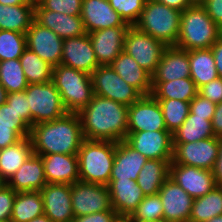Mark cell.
Returning a JSON list of instances; mask_svg holds the SVG:
<instances>
[{
    "label": "cell",
    "instance_id": "cell-1",
    "mask_svg": "<svg viewBox=\"0 0 222 222\" xmlns=\"http://www.w3.org/2000/svg\"><path fill=\"white\" fill-rule=\"evenodd\" d=\"M128 105L94 94L79 113L86 140L119 142L127 137Z\"/></svg>",
    "mask_w": 222,
    "mask_h": 222
},
{
    "label": "cell",
    "instance_id": "cell-2",
    "mask_svg": "<svg viewBox=\"0 0 222 222\" xmlns=\"http://www.w3.org/2000/svg\"><path fill=\"white\" fill-rule=\"evenodd\" d=\"M29 138L36 155H77L85 140L78 113L69 112L53 121L32 126Z\"/></svg>",
    "mask_w": 222,
    "mask_h": 222
},
{
    "label": "cell",
    "instance_id": "cell-3",
    "mask_svg": "<svg viewBox=\"0 0 222 222\" xmlns=\"http://www.w3.org/2000/svg\"><path fill=\"white\" fill-rule=\"evenodd\" d=\"M221 34L202 5H191L181 13L176 47L187 51L211 48Z\"/></svg>",
    "mask_w": 222,
    "mask_h": 222
},
{
    "label": "cell",
    "instance_id": "cell-4",
    "mask_svg": "<svg viewBox=\"0 0 222 222\" xmlns=\"http://www.w3.org/2000/svg\"><path fill=\"white\" fill-rule=\"evenodd\" d=\"M114 155L115 142L85 139L77 153L79 181L108 185Z\"/></svg>",
    "mask_w": 222,
    "mask_h": 222
},
{
    "label": "cell",
    "instance_id": "cell-5",
    "mask_svg": "<svg viewBox=\"0 0 222 222\" xmlns=\"http://www.w3.org/2000/svg\"><path fill=\"white\" fill-rule=\"evenodd\" d=\"M181 13L156 0H146L144 9L134 26L163 42L166 46H176Z\"/></svg>",
    "mask_w": 222,
    "mask_h": 222
},
{
    "label": "cell",
    "instance_id": "cell-6",
    "mask_svg": "<svg viewBox=\"0 0 222 222\" xmlns=\"http://www.w3.org/2000/svg\"><path fill=\"white\" fill-rule=\"evenodd\" d=\"M52 81L69 113H79L94 96L91 76L59 64L53 67Z\"/></svg>",
    "mask_w": 222,
    "mask_h": 222
},
{
    "label": "cell",
    "instance_id": "cell-7",
    "mask_svg": "<svg viewBox=\"0 0 222 222\" xmlns=\"http://www.w3.org/2000/svg\"><path fill=\"white\" fill-rule=\"evenodd\" d=\"M25 92L31 112V127L38 123L53 121L67 113L52 80L28 84Z\"/></svg>",
    "mask_w": 222,
    "mask_h": 222
},
{
    "label": "cell",
    "instance_id": "cell-8",
    "mask_svg": "<svg viewBox=\"0 0 222 222\" xmlns=\"http://www.w3.org/2000/svg\"><path fill=\"white\" fill-rule=\"evenodd\" d=\"M167 46L148 33L129 26L124 40V50L151 76L156 71L163 51Z\"/></svg>",
    "mask_w": 222,
    "mask_h": 222
},
{
    "label": "cell",
    "instance_id": "cell-9",
    "mask_svg": "<svg viewBox=\"0 0 222 222\" xmlns=\"http://www.w3.org/2000/svg\"><path fill=\"white\" fill-rule=\"evenodd\" d=\"M94 94L130 106L143 95L125 82L110 65H100L91 73Z\"/></svg>",
    "mask_w": 222,
    "mask_h": 222
},
{
    "label": "cell",
    "instance_id": "cell-10",
    "mask_svg": "<svg viewBox=\"0 0 222 222\" xmlns=\"http://www.w3.org/2000/svg\"><path fill=\"white\" fill-rule=\"evenodd\" d=\"M220 138L211 137L189 143H173V159L170 164L194 166L213 170L218 158Z\"/></svg>",
    "mask_w": 222,
    "mask_h": 222
},
{
    "label": "cell",
    "instance_id": "cell-11",
    "mask_svg": "<svg viewBox=\"0 0 222 222\" xmlns=\"http://www.w3.org/2000/svg\"><path fill=\"white\" fill-rule=\"evenodd\" d=\"M71 202L74 216L112 209L107 185L77 181L71 185Z\"/></svg>",
    "mask_w": 222,
    "mask_h": 222
},
{
    "label": "cell",
    "instance_id": "cell-12",
    "mask_svg": "<svg viewBox=\"0 0 222 222\" xmlns=\"http://www.w3.org/2000/svg\"><path fill=\"white\" fill-rule=\"evenodd\" d=\"M125 141L148 160L173 159V137L168 130L127 132Z\"/></svg>",
    "mask_w": 222,
    "mask_h": 222
},
{
    "label": "cell",
    "instance_id": "cell-13",
    "mask_svg": "<svg viewBox=\"0 0 222 222\" xmlns=\"http://www.w3.org/2000/svg\"><path fill=\"white\" fill-rule=\"evenodd\" d=\"M167 130L158 100L142 96L128 108L127 132Z\"/></svg>",
    "mask_w": 222,
    "mask_h": 222
},
{
    "label": "cell",
    "instance_id": "cell-14",
    "mask_svg": "<svg viewBox=\"0 0 222 222\" xmlns=\"http://www.w3.org/2000/svg\"><path fill=\"white\" fill-rule=\"evenodd\" d=\"M25 35L28 49L53 67L61 64L64 40L56 33L33 20Z\"/></svg>",
    "mask_w": 222,
    "mask_h": 222
},
{
    "label": "cell",
    "instance_id": "cell-15",
    "mask_svg": "<svg viewBox=\"0 0 222 222\" xmlns=\"http://www.w3.org/2000/svg\"><path fill=\"white\" fill-rule=\"evenodd\" d=\"M163 206L164 222H189L193 198L168 177L158 192Z\"/></svg>",
    "mask_w": 222,
    "mask_h": 222
},
{
    "label": "cell",
    "instance_id": "cell-16",
    "mask_svg": "<svg viewBox=\"0 0 222 222\" xmlns=\"http://www.w3.org/2000/svg\"><path fill=\"white\" fill-rule=\"evenodd\" d=\"M169 177L193 199L206 195L216 186L211 170L194 166L169 164Z\"/></svg>",
    "mask_w": 222,
    "mask_h": 222
},
{
    "label": "cell",
    "instance_id": "cell-17",
    "mask_svg": "<svg viewBox=\"0 0 222 222\" xmlns=\"http://www.w3.org/2000/svg\"><path fill=\"white\" fill-rule=\"evenodd\" d=\"M61 64L89 75L100 66L88 33L64 39Z\"/></svg>",
    "mask_w": 222,
    "mask_h": 222
},
{
    "label": "cell",
    "instance_id": "cell-18",
    "mask_svg": "<svg viewBox=\"0 0 222 222\" xmlns=\"http://www.w3.org/2000/svg\"><path fill=\"white\" fill-rule=\"evenodd\" d=\"M40 192L47 217L53 222H73L71 184L47 183Z\"/></svg>",
    "mask_w": 222,
    "mask_h": 222
},
{
    "label": "cell",
    "instance_id": "cell-19",
    "mask_svg": "<svg viewBox=\"0 0 222 222\" xmlns=\"http://www.w3.org/2000/svg\"><path fill=\"white\" fill-rule=\"evenodd\" d=\"M81 19L86 33L109 27L130 26L111 7L108 0H83Z\"/></svg>",
    "mask_w": 222,
    "mask_h": 222
},
{
    "label": "cell",
    "instance_id": "cell-20",
    "mask_svg": "<svg viewBox=\"0 0 222 222\" xmlns=\"http://www.w3.org/2000/svg\"><path fill=\"white\" fill-rule=\"evenodd\" d=\"M129 26L109 27L88 33L99 65H110L124 50Z\"/></svg>",
    "mask_w": 222,
    "mask_h": 222
},
{
    "label": "cell",
    "instance_id": "cell-21",
    "mask_svg": "<svg viewBox=\"0 0 222 222\" xmlns=\"http://www.w3.org/2000/svg\"><path fill=\"white\" fill-rule=\"evenodd\" d=\"M34 20L41 26L52 30L63 40L86 34L81 15L69 16L45 10L41 5H38L34 7Z\"/></svg>",
    "mask_w": 222,
    "mask_h": 222
},
{
    "label": "cell",
    "instance_id": "cell-22",
    "mask_svg": "<svg viewBox=\"0 0 222 222\" xmlns=\"http://www.w3.org/2000/svg\"><path fill=\"white\" fill-rule=\"evenodd\" d=\"M188 77H190L188 51L176 46H167L152 75V82H167Z\"/></svg>",
    "mask_w": 222,
    "mask_h": 222
},
{
    "label": "cell",
    "instance_id": "cell-23",
    "mask_svg": "<svg viewBox=\"0 0 222 222\" xmlns=\"http://www.w3.org/2000/svg\"><path fill=\"white\" fill-rule=\"evenodd\" d=\"M39 156L42 158L47 183L72 185L79 181L77 155L55 153Z\"/></svg>",
    "mask_w": 222,
    "mask_h": 222
},
{
    "label": "cell",
    "instance_id": "cell-24",
    "mask_svg": "<svg viewBox=\"0 0 222 222\" xmlns=\"http://www.w3.org/2000/svg\"><path fill=\"white\" fill-rule=\"evenodd\" d=\"M147 158L125 140L115 142L114 163L109 180H135Z\"/></svg>",
    "mask_w": 222,
    "mask_h": 222
},
{
    "label": "cell",
    "instance_id": "cell-25",
    "mask_svg": "<svg viewBox=\"0 0 222 222\" xmlns=\"http://www.w3.org/2000/svg\"><path fill=\"white\" fill-rule=\"evenodd\" d=\"M47 184L42 158L32 154L7 182L15 192L40 191Z\"/></svg>",
    "mask_w": 222,
    "mask_h": 222
},
{
    "label": "cell",
    "instance_id": "cell-26",
    "mask_svg": "<svg viewBox=\"0 0 222 222\" xmlns=\"http://www.w3.org/2000/svg\"><path fill=\"white\" fill-rule=\"evenodd\" d=\"M112 208L117 214L131 215L145 197L135 180H109Z\"/></svg>",
    "mask_w": 222,
    "mask_h": 222
},
{
    "label": "cell",
    "instance_id": "cell-27",
    "mask_svg": "<svg viewBox=\"0 0 222 222\" xmlns=\"http://www.w3.org/2000/svg\"><path fill=\"white\" fill-rule=\"evenodd\" d=\"M110 66L125 82L135 87L143 96L151 95L152 76L125 51H122Z\"/></svg>",
    "mask_w": 222,
    "mask_h": 222
},
{
    "label": "cell",
    "instance_id": "cell-28",
    "mask_svg": "<svg viewBox=\"0 0 222 222\" xmlns=\"http://www.w3.org/2000/svg\"><path fill=\"white\" fill-rule=\"evenodd\" d=\"M171 161L147 159L137 179V184L145 196L158 194L162 184L169 177V164Z\"/></svg>",
    "mask_w": 222,
    "mask_h": 222
},
{
    "label": "cell",
    "instance_id": "cell-29",
    "mask_svg": "<svg viewBox=\"0 0 222 222\" xmlns=\"http://www.w3.org/2000/svg\"><path fill=\"white\" fill-rule=\"evenodd\" d=\"M32 154L33 148L29 137L0 149V174L8 182Z\"/></svg>",
    "mask_w": 222,
    "mask_h": 222
},
{
    "label": "cell",
    "instance_id": "cell-30",
    "mask_svg": "<svg viewBox=\"0 0 222 222\" xmlns=\"http://www.w3.org/2000/svg\"><path fill=\"white\" fill-rule=\"evenodd\" d=\"M188 59L190 78L197 88L219 77L211 48L188 51Z\"/></svg>",
    "mask_w": 222,
    "mask_h": 222
},
{
    "label": "cell",
    "instance_id": "cell-31",
    "mask_svg": "<svg viewBox=\"0 0 222 222\" xmlns=\"http://www.w3.org/2000/svg\"><path fill=\"white\" fill-rule=\"evenodd\" d=\"M34 20V7L30 4L3 5L0 3V30L26 33Z\"/></svg>",
    "mask_w": 222,
    "mask_h": 222
},
{
    "label": "cell",
    "instance_id": "cell-32",
    "mask_svg": "<svg viewBox=\"0 0 222 222\" xmlns=\"http://www.w3.org/2000/svg\"><path fill=\"white\" fill-rule=\"evenodd\" d=\"M44 214L43 199L40 191L17 192L10 220L28 222Z\"/></svg>",
    "mask_w": 222,
    "mask_h": 222
},
{
    "label": "cell",
    "instance_id": "cell-33",
    "mask_svg": "<svg viewBox=\"0 0 222 222\" xmlns=\"http://www.w3.org/2000/svg\"><path fill=\"white\" fill-rule=\"evenodd\" d=\"M197 94L198 88L190 77L167 82H152L151 95L155 99H177L190 102Z\"/></svg>",
    "mask_w": 222,
    "mask_h": 222
},
{
    "label": "cell",
    "instance_id": "cell-34",
    "mask_svg": "<svg viewBox=\"0 0 222 222\" xmlns=\"http://www.w3.org/2000/svg\"><path fill=\"white\" fill-rule=\"evenodd\" d=\"M173 143H189L214 137L211 120L189 112L186 120L172 134Z\"/></svg>",
    "mask_w": 222,
    "mask_h": 222
},
{
    "label": "cell",
    "instance_id": "cell-35",
    "mask_svg": "<svg viewBox=\"0 0 222 222\" xmlns=\"http://www.w3.org/2000/svg\"><path fill=\"white\" fill-rule=\"evenodd\" d=\"M222 215V186H215L209 193L195 198L189 222H205Z\"/></svg>",
    "mask_w": 222,
    "mask_h": 222
},
{
    "label": "cell",
    "instance_id": "cell-36",
    "mask_svg": "<svg viewBox=\"0 0 222 222\" xmlns=\"http://www.w3.org/2000/svg\"><path fill=\"white\" fill-rule=\"evenodd\" d=\"M19 60L28 84L46 83L52 80L53 66L43 61L35 52L26 48Z\"/></svg>",
    "mask_w": 222,
    "mask_h": 222
},
{
    "label": "cell",
    "instance_id": "cell-37",
    "mask_svg": "<svg viewBox=\"0 0 222 222\" xmlns=\"http://www.w3.org/2000/svg\"><path fill=\"white\" fill-rule=\"evenodd\" d=\"M0 83L7 94L25 91L28 82L19 58L0 61Z\"/></svg>",
    "mask_w": 222,
    "mask_h": 222
},
{
    "label": "cell",
    "instance_id": "cell-38",
    "mask_svg": "<svg viewBox=\"0 0 222 222\" xmlns=\"http://www.w3.org/2000/svg\"><path fill=\"white\" fill-rule=\"evenodd\" d=\"M161 107L167 130L173 134L186 120L190 102L177 99H157Z\"/></svg>",
    "mask_w": 222,
    "mask_h": 222
},
{
    "label": "cell",
    "instance_id": "cell-39",
    "mask_svg": "<svg viewBox=\"0 0 222 222\" xmlns=\"http://www.w3.org/2000/svg\"><path fill=\"white\" fill-rule=\"evenodd\" d=\"M26 48L25 33L0 30V61L18 59Z\"/></svg>",
    "mask_w": 222,
    "mask_h": 222
},
{
    "label": "cell",
    "instance_id": "cell-40",
    "mask_svg": "<svg viewBox=\"0 0 222 222\" xmlns=\"http://www.w3.org/2000/svg\"><path fill=\"white\" fill-rule=\"evenodd\" d=\"M131 217L134 222L163 220V206L159 194L145 196Z\"/></svg>",
    "mask_w": 222,
    "mask_h": 222
},
{
    "label": "cell",
    "instance_id": "cell-41",
    "mask_svg": "<svg viewBox=\"0 0 222 222\" xmlns=\"http://www.w3.org/2000/svg\"><path fill=\"white\" fill-rule=\"evenodd\" d=\"M111 7L130 25L138 21L146 0H108Z\"/></svg>",
    "mask_w": 222,
    "mask_h": 222
},
{
    "label": "cell",
    "instance_id": "cell-42",
    "mask_svg": "<svg viewBox=\"0 0 222 222\" xmlns=\"http://www.w3.org/2000/svg\"><path fill=\"white\" fill-rule=\"evenodd\" d=\"M83 0H43L40 4L45 10L64 13L69 16L81 15Z\"/></svg>",
    "mask_w": 222,
    "mask_h": 222
},
{
    "label": "cell",
    "instance_id": "cell-43",
    "mask_svg": "<svg viewBox=\"0 0 222 222\" xmlns=\"http://www.w3.org/2000/svg\"><path fill=\"white\" fill-rule=\"evenodd\" d=\"M6 102L20 114L21 118L31 127V112L26 92H11L6 96Z\"/></svg>",
    "mask_w": 222,
    "mask_h": 222
},
{
    "label": "cell",
    "instance_id": "cell-44",
    "mask_svg": "<svg viewBox=\"0 0 222 222\" xmlns=\"http://www.w3.org/2000/svg\"><path fill=\"white\" fill-rule=\"evenodd\" d=\"M0 124L17 125L28 137L30 136L31 127L7 102L0 105Z\"/></svg>",
    "mask_w": 222,
    "mask_h": 222
},
{
    "label": "cell",
    "instance_id": "cell-45",
    "mask_svg": "<svg viewBox=\"0 0 222 222\" xmlns=\"http://www.w3.org/2000/svg\"><path fill=\"white\" fill-rule=\"evenodd\" d=\"M216 110V104L197 94L190 101V112L196 116L206 117L211 120Z\"/></svg>",
    "mask_w": 222,
    "mask_h": 222
},
{
    "label": "cell",
    "instance_id": "cell-46",
    "mask_svg": "<svg viewBox=\"0 0 222 222\" xmlns=\"http://www.w3.org/2000/svg\"><path fill=\"white\" fill-rule=\"evenodd\" d=\"M28 137L17 125L0 124V149L15 144Z\"/></svg>",
    "mask_w": 222,
    "mask_h": 222
},
{
    "label": "cell",
    "instance_id": "cell-47",
    "mask_svg": "<svg viewBox=\"0 0 222 222\" xmlns=\"http://www.w3.org/2000/svg\"><path fill=\"white\" fill-rule=\"evenodd\" d=\"M198 94L215 104L222 102V78L218 77L198 88Z\"/></svg>",
    "mask_w": 222,
    "mask_h": 222
},
{
    "label": "cell",
    "instance_id": "cell-48",
    "mask_svg": "<svg viewBox=\"0 0 222 222\" xmlns=\"http://www.w3.org/2000/svg\"><path fill=\"white\" fill-rule=\"evenodd\" d=\"M16 193L8 185L0 190V221L10 220Z\"/></svg>",
    "mask_w": 222,
    "mask_h": 222
},
{
    "label": "cell",
    "instance_id": "cell-49",
    "mask_svg": "<svg viewBox=\"0 0 222 222\" xmlns=\"http://www.w3.org/2000/svg\"><path fill=\"white\" fill-rule=\"evenodd\" d=\"M116 215L117 212L112 208L108 211H101L83 216H74L73 222H112Z\"/></svg>",
    "mask_w": 222,
    "mask_h": 222
},
{
    "label": "cell",
    "instance_id": "cell-50",
    "mask_svg": "<svg viewBox=\"0 0 222 222\" xmlns=\"http://www.w3.org/2000/svg\"><path fill=\"white\" fill-rule=\"evenodd\" d=\"M202 6L212 20L222 29V0H204Z\"/></svg>",
    "mask_w": 222,
    "mask_h": 222
},
{
    "label": "cell",
    "instance_id": "cell-51",
    "mask_svg": "<svg viewBox=\"0 0 222 222\" xmlns=\"http://www.w3.org/2000/svg\"><path fill=\"white\" fill-rule=\"evenodd\" d=\"M211 51L214 56L215 66L218 76L222 78V34L217 41L212 45Z\"/></svg>",
    "mask_w": 222,
    "mask_h": 222
},
{
    "label": "cell",
    "instance_id": "cell-52",
    "mask_svg": "<svg viewBox=\"0 0 222 222\" xmlns=\"http://www.w3.org/2000/svg\"><path fill=\"white\" fill-rule=\"evenodd\" d=\"M214 136L222 138V102L216 104V110L211 119Z\"/></svg>",
    "mask_w": 222,
    "mask_h": 222
},
{
    "label": "cell",
    "instance_id": "cell-53",
    "mask_svg": "<svg viewBox=\"0 0 222 222\" xmlns=\"http://www.w3.org/2000/svg\"><path fill=\"white\" fill-rule=\"evenodd\" d=\"M212 172L214 174L216 185L222 186V138H220L218 158L215 162Z\"/></svg>",
    "mask_w": 222,
    "mask_h": 222
},
{
    "label": "cell",
    "instance_id": "cell-54",
    "mask_svg": "<svg viewBox=\"0 0 222 222\" xmlns=\"http://www.w3.org/2000/svg\"><path fill=\"white\" fill-rule=\"evenodd\" d=\"M156 1L168 7L177 9L181 12H183L187 7L191 6L188 0H156Z\"/></svg>",
    "mask_w": 222,
    "mask_h": 222
},
{
    "label": "cell",
    "instance_id": "cell-55",
    "mask_svg": "<svg viewBox=\"0 0 222 222\" xmlns=\"http://www.w3.org/2000/svg\"><path fill=\"white\" fill-rule=\"evenodd\" d=\"M112 222H134L131 215L117 214Z\"/></svg>",
    "mask_w": 222,
    "mask_h": 222
},
{
    "label": "cell",
    "instance_id": "cell-56",
    "mask_svg": "<svg viewBox=\"0 0 222 222\" xmlns=\"http://www.w3.org/2000/svg\"><path fill=\"white\" fill-rule=\"evenodd\" d=\"M3 5H17V4H27V0H0Z\"/></svg>",
    "mask_w": 222,
    "mask_h": 222
},
{
    "label": "cell",
    "instance_id": "cell-57",
    "mask_svg": "<svg viewBox=\"0 0 222 222\" xmlns=\"http://www.w3.org/2000/svg\"><path fill=\"white\" fill-rule=\"evenodd\" d=\"M28 222H53L49 217H47L45 214L36 217Z\"/></svg>",
    "mask_w": 222,
    "mask_h": 222
},
{
    "label": "cell",
    "instance_id": "cell-58",
    "mask_svg": "<svg viewBox=\"0 0 222 222\" xmlns=\"http://www.w3.org/2000/svg\"><path fill=\"white\" fill-rule=\"evenodd\" d=\"M7 92L0 83V105L6 102Z\"/></svg>",
    "mask_w": 222,
    "mask_h": 222
},
{
    "label": "cell",
    "instance_id": "cell-59",
    "mask_svg": "<svg viewBox=\"0 0 222 222\" xmlns=\"http://www.w3.org/2000/svg\"><path fill=\"white\" fill-rule=\"evenodd\" d=\"M43 0H27V4L32 5L33 7L38 6L42 3Z\"/></svg>",
    "mask_w": 222,
    "mask_h": 222
},
{
    "label": "cell",
    "instance_id": "cell-60",
    "mask_svg": "<svg viewBox=\"0 0 222 222\" xmlns=\"http://www.w3.org/2000/svg\"><path fill=\"white\" fill-rule=\"evenodd\" d=\"M5 186H7V181L0 174V190L3 189Z\"/></svg>",
    "mask_w": 222,
    "mask_h": 222
},
{
    "label": "cell",
    "instance_id": "cell-61",
    "mask_svg": "<svg viewBox=\"0 0 222 222\" xmlns=\"http://www.w3.org/2000/svg\"><path fill=\"white\" fill-rule=\"evenodd\" d=\"M191 5H202L204 0H188Z\"/></svg>",
    "mask_w": 222,
    "mask_h": 222
},
{
    "label": "cell",
    "instance_id": "cell-62",
    "mask_svg": "<svg viewBox=\"0 0 222 222\" xmlns=\"http://www.w3.org/2000/svg\"><path fill=\"white\" fill-rule=\"evenodd\" d=\"M205 222H222V215H219L217 217H213L210 220L205 221Z\"/></svg>",
    "mask_w": 222,
    "mask_h": 222
},
{
    "label": "cell",
    "instance_id": "cell-63",
    "mask_svg": "<svg viewBox=\"0 0 222 222\" xmlns=\"http://www.w3.org/2000/svg\"><path fill=\"white\" fill-rule=\"evenodd\" d=\"M144 222H164V221L161 220V221H144Z\"/></svg>",
    "mask_w": 222,
    "mask_h": 222
},
{
    "label": "cell",
    "instance_id": "cell-64",
    "mask_svg": "<svg viewBox=\"0 0 222 222\" xmlns=\"http://www.w3.org/2000/svg\"><path fill=\"white\" fill-rule=\"evenodd\" d=\"M0 222H11V220H1Z\"/></svg>",
    "mask_w": 222,
    "mask_h": 222
}]
</instances>
